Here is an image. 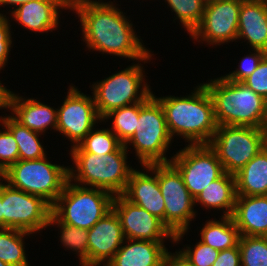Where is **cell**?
I'll list each match as a JSON object with an SVG mask.
<instances>
[{"mask_svg": "<svg viewBox=\"0 0 267 266\" xmlns=\"http://www.w3.org/2000/svg\"><path fill=\"white\" fill-rule=\"evenodd\" d=\"M83 27L86 46L102 53L129 59L150 60L151 53L135 34L130 21L113 3L92 0H70Z\"/></svg>", "mask_w": 267, "mask_h": 266, "instance_id": "1", "label": "cell"}, {"mask_svg": "<svg viewBox=\"0 0 267 266\" xmlns=\"http://www.w3.org/2000/svg\"><path fill=\"white\" fill-rule=\"evenodd\" d=\"M191 96L156 98L163 107L166 124L171 137L177 133L190 145H209L217 123L212 98L200 84Z\"/></svg>", "mask_w": 267, "mask_h": 266, "instance_id": "2", "label": "cell"}, {"mask_svg": "<svg viewBox=\"0 0 267 266\" xmlns=\"http://www.w3.org/2000/svg\"><path fill=\"white\" fill-rule=\"evenodd\" d=\"M214 105L217 125L266 128V103L242 82L219 77L204 83Z\"/></svg>", "mask_w": 267, "mask_h": 266, "instance_id": "3", "label": "cell"}, {"mask_svg": "<svg viewBox=\"0 0 267 266\" xmlns=\"http://www.w3.org/2000/svg\"><path fill=\"white\" fill-rule=\"evenodd\" d=\"M75 169L69 168V180L121 195L134 169L127 166V148L123 144L117 151L99 156L85 152L79 145L71 149ZM78 172V173H75Z\"/></svg>", "mask_w": 267, "mask_h": 266, "instance_id": "4", "label": "cell"}, {"mask_svg": "<svg viewBox=\"0 0 267 266\" xmlns=\"http://www.w3.org/2000/svg\"><path fill=\"white\" fill-rule=\"evenodd\" d=\"M71 182L67 181L52 206V214L61 223L89 230L112 209L114 195L104 189L88 188Z\"/></svg>", "mask_w": 267, "mask_h": 266, "instance_id": "5", "label": "cell"}, {"mask_svg": "<svg viewBox=\"0 0 267 266\" xmlns=\"http://www.w3.org/2000/svg\"><path fill=\"white\" fill-rule=\"evenodd\" d=\"M68 170V167L51 164L45 156L18 160L0 178L14 188L43 198L53 206L69 180Z\"/></svg>", "mask_w": 267, "mask_h": 266, "instance_id": "6", "label": "cell"}, {"mask_svg": "<svg viewBox=\"0 0 267 266\" xmlns=\"http://www.w3.org/2000/svg\"><path fill=\"white\" fill-rule=\"evenodd\" d=\"M162 105L152 94L146 101L139 102V117L135 133L124 144L132 143L142 166L168 163L165 156L171 143ZM166 151V152H165Z\"/></svg>", "mask_w": 267, "mask_h": 266, "instance_id": "7", "label": "cell"}, {"mask_svg": "<svg viewBox=\"0 0 267 266\" xmlns=\"http://www.w3.org/2000/svg\"><path fill=\"white\" fill-rule=\"evenodd\" d=\"M209 146L216 152L224 171L234 175L267 146V129L218 125Z\"/></svg>", "mask_w": 267, "mask_h": 266, "instance_id": "8", "label": "cell"}, {"mask_svg": "<svg viewBox=\"0 0 267 266\" xmlns=\"http://www.w3.org/2000/svg\"><path fill=\"white\" fill-rule=\"evenodd\" d=\"M142 69L139 63L134 64L93 85L92 97L102 121L111 111L146 101L153 94L147 83L141 85L144 81Z\"/></svg>", "mask_w": 267, "mask_h": 266, "instance_id": "9", "label": "cell"}, {"mask_svg": "<svg viewBox=\"0 0 267 266\" xmlns=\"http://www.w3.org/2000/svg\"><path fill=\"white\" fill-rule=\"evenodd\" d=\"M158 183L164 199V225L174 235V241L189 229V223L195 217V199L184 184L182 175L171 163H158Z\"/></svg>", "mask_w": 267, "mask_h": 266, "instance_id": "10", "label": "cell"}, {"mask_svg": "<svg viewBox=\"0 0 267 266\" xmlns=\"http://www.w3.org/2000/svg\"><path fill=\"white\" fill-rule=\"evenodd\" d=\"M3 228L35 233L49 225L52 206L10 184H2Z\"/></svg>", "mask_w": 267, "mask_h": 266, "instance_id": "11", "label": "cell"}, {"mask_svg": "<svg viewBox=\"0 0 267 266\" xmlns=\"http://www.w3.org/2000/svg\"><path fill=\"white\" fill-rule=\"evenodd\" d=\"M182 175L185 186L195 199L212 181L220 178L224 168L209 145H189L170 161Z\"/></svg>", "mask_w": 267, "mask_h": 266, "instance_id": "12", "label": "cell"}, {"mask_svg": "<svg viewBox=\"0 0 267 266\" xmlns=\"http://www.w3.org/2000/svg\"><path fill=\"white\" fill-rule=\"evenodd\" d=\"M67 93L62 106L57 109L56 131L70 139L73 143L71 147H74L92 129H95L96 122L101 118L97 112L94 97L80 93L74 86H70Z\"/></svg>", "mask_w": 267, "mask_h": 266, "instance_id": "13", "label": "cell"}, {"mask_svg": "<svg viewBox=\"0 0 267 266\" xmlns=\"http://www.w3.org/2000/svg\"><path fill=\"white\" fill-rule=\"evenodd\" d=\"M242 0H222L207 3L204 7L203 18L193 31V39L218 44L237 39L238 20Z\"/></svg>", "mask_w": 267, "mask_h": 266, "instance_id": "14", "label": "cell"}, {"mask_svg": "<svg viewBox=\"0 0 267 266\" xmlns=\"http://www.w3.org/2000/svg\"><path fill=\"white\" fill-rule=\"evenodd\" d=\"M112 209L120 220L125 239L164 242L163 239L171 238L174 241V235L159 218L122 195H114Z\"/></svg>", "mask_w": 267, "mask_h": 266, "instance_id": "15", "label": "cell"}, {"mask_svg": "<svg viewBox=\"0 0 267 266\" xmlns=\"http://www.w3.org/2000/svg\"><path fill=\"white\" fill-rule=\"evenodd\" d=\"M124 238L120 220L111 209L88 230V266H106L120 249Z\"/></svg>", "mask_w": 267, "mask_h": 266, "instance_id": "16", "label": "cell"}, {"mask_svg": "<svg viewBox=\"0 0 267 266\" xmlns=\"http://www.w3.org/2000/svg\"><path fill=\"white\" fill-rule=\"evenodd\" d=\"M144 167L155 175L152 177L133 170L126 189L121 195L129 202L159 218L164 224L165 205L158 183V163L144 165Z\"/></svg>", "mask_w": 267, "mask_h": 266, "instance_id": "17", "label": "cell"}, {"mask_svg": "<svg viewBox=\"0 0 267 266\" xmlns=\"http://www.w3.org/2000/svg\"><path fill=\"white\" fill-rule=\"evenodd\" d=\"M60 8H70V0H32L11 12L13 18L26 29L46 32L58 27Z\"/></svg>", "mask_w": 267, "mask_h": 266, "instance_id": "18", "label": "cell"}, {"mask_svg": "<svg viewBox=\"0 0 267 266\" xmlns=\"http://www.w3.org/2000/svg\"><path fill=\"white\" fill-rule=\"evenodd\" d=\"M232 218L240 236L267 237V195L236 196Z\"/></svg>", "mask_w": 267, "mask_h": 266, "instance_id": "19", "label": "cell"}, {"mask_svg": "<svg viewBox=\"0 0 267 266\" xmlns=\"http://www.w3.org/2000/svg\"><path fill=\"white\" fill-rule=\"evenodd\" d=\"M246 39L253 51L267 53V2L242 0L238 20L237 39Z\"/></svg>", "mask_w": 267, "mask_h": 266, "instance_id": "20", "label": "cell"}, {"mask_svg": "<svg viewBox=\"0 0 267 266\" xmlns=\"http://www.w3.org/2000/svg\"><path fill=\"white\" fill-rule=\"evenodd\" d=\"M8 108L14 113L12 117L17 122L34 132L43 133L49 126L56 130L57 109L32 98L25 101L22 96L12 92L9 95Z\"/></svg>", "mask_w": 267, "mask_h": 266, "instance_id": "21", "label": "cell"}, {"mask_svg": "<svg viewBox=\"0 0 267 266\" xmlns=\"http://www.w3.org/2000/svg\"><path fill=\"white\" fill-rule=\"evenodd\" d=\"M127 240L106 266H162L169 253L163 242Z\"/></svg>", "mask_w": 267, "mask_h": 266, "instance_id": "22", "label": "cell"}, {"mask_svg": "<svg viewBox=\"0 0 267 266\" xmlns=\"http://www.w3.org/2000/svg\"><path fill=\"white\" fill-rule=\"evenodd\" d=\"M234 176L237 196L267 195V146Z\"/></svg>", "mask_w": 267, "mask_h": 266, "instance_id": "23", "label": "cell"}, {"mask_svg": "<svg viewBox=\"0 0 267 266\" xmlns=\"http://www.w3.org/2000/svg\"><path fill=\"white\" fill-rule=\"evenodd\" d=\"M235 176L224 173L212 181L195 198V203H201L206 208L225 209L222 216H232L236 200Z\"/></svg>", "mask_w": 267, "mask_h": 266, "instance_id": "24", "label": "cell"}, {"mask_svg": "<svg viewBox=\"0 0 267 266\" xmlns=\"http://www.w3.org/2000/svg\"><path fill=\"white\" fill-rule=\"evenodd\" d=\"M200 232L201 242L219 251L236 247L240 239L232 216H222L221 221L209 220Z\"/></svg>", "mask_w": 267, "mask_h": 266, "instance_id": "25", "label": "cell"}, {"mask_svg": "<svg viewBox=\"0 0 267 266\" xmlns=\"http://www.w3.org/2000/svg\"><path fill=\"white\" fill-rule=\"evenodd\" d=\"M2 120V121H1ZM2 126H6L13 134L19 150V160H34L46 156L39 141V133L22 126L12 116H1Z\"/></svg>", "mask_w": 267, "mask_h": 266, "instance_id": "26", "label": "cell"}, {"mask_svg": "<svg viewBox=\"0 0 267 266\" xmlns=\"http://www.w3.org/2000/svg\"><path fill=\"white\" fill-rule=\"evenodd\" d=\"M21 230L0 229V260L11 266H29L24 250L25 235H30Z\"/></svg>", "mask_w": 267, "mask_h": 266, "instance_id": "27", "label": "cell"}, {"mask_svg": "<svg viewBox=\"0 0 267 266\" xmlns=\"http://www.w3.org/2000/svg\"><path fill=\"white\" fill-rule=\"evenodd\" d=\"M114 118L112 132L125 144L135 133L138 117L139 102L115 109L108 113L104 119Z\"/></svg>", "mask_w": 267, "mask_h": 266, "instance_id": "28", "label": "cell"}, {"mask_svg": "<svg viewBox=\"0 0 267 266\" xmlns=\"http://www.w3.org/2000/svg\"><path fill=\"white\" fill-rule=\"evenodd\" d=\"M52 224H57L61 228L62 244L78 252L80 264L88 266V230L61 223L53 214L50 216L48 226Z\"/></svg>", "mask_w": 267, "mask_h": 266, "instance_id": "29", "label": "cell"}, {"mask_svg": "<svg viewBox=\"0 0 267 266\" xmlns=\"http://www.w3.org/2000/svg\"><path fill=\"white\" fill-rule=\"evenodd\" d=\"M241 266H267V237L240 236Z\"/></svg>", "mask_w": 267, "mask_h": 266, "instance_id": "30", "label": "cell"}, {"mask_svg": "<svg viewBox=\"0 0 267 266\" xmlns=\"http://www.w3.org/2000/svg\"><path fill=\"white\" fill-rule=\"evenodd\" d=\"M78 145L85 152L102 156L117 151L123 143L111 129L107 128L98 131L91 130Z\"/></svg>", "mask_w": 267, "mask_h": 266, "instance_id": "31", "label": "cell"}, {"mask_svg": "<svg viewBox=\"0 0 267 266\" xmlns=\"http://www.w3.org/2000/svg\"><path fill=\"white\" fill-rule=\"evenodd\" d=\"M191 35L203 18L204 0H166Z\"/></svg>", "mask_w": 267, "mask_h": 266, "instance_id": "32", "label": "cell"}, {"mask_svg": "<svg viewBox=\"0 0 267 266\" xmlns=\"http://www.w3.org/2000/svg\"><path fill=\"white\" fill-rule=\"evenodd\" d=\"M219 252V250L213 249L201 241L196 243L194 250L187 247V249L179 251L180 255L191 266H212L218 258Z\"/></svg>", "mask_w": 267, "mask_h": 266, "instance_id": "33", "label": "cell"}, {"mask_svg": "<svg viewBox=\"0 0 267 266\" xmlns=\"http://www.w3.org/2000/svg\"><path fill=\"white\" fill-rule=\"evenodd\" d=\"M0 131V175L19 160V150L12 132L3 126Z\"/></svg>", "mask_w": 267, "mask_h": 266, "instance_id": "34", "label": "cell"}, {"mask_svg": "<svg viewBox=\"0 0 267 266\" xmlns=\"http://www.w3.org/2000/svg\"><path fill=\"white\" fill-rule=\"evenodd\" d=\"M255 53L244 57L239 65V69L232 73L223 76L225 79L235 82H243L248 78L253 71L258 67L261 60L267 55V53L260 49H255Z\"/></svg>", "mask_w": 267, "mask_h": 266, "instance_id": "35", "label": "cell"}, {"mask_svg": "<svg viewBox=\"0 0 267 266\" xmlns=\"http://www.w3.org/2000/svg\"><path fill=\"white\" fill-rule=\"evenodd\" d=\"M242 83L267 100V55L261 60L253 73Z\"/></svg>", "mask_w": 267, "mask_h": 266, "instance_id": "36", "label": "cell"}, {"mask_svg": "<svg viewBox=\"0 0 267 266\" xmlns=\"http://www.w3.org/2000/svg\"><path fill=\"white\" fill-rule=\"evenodd\" d=\"M10 23L6 16L0 15V69H2L8 59L9 50L12 44Z\"/></svg>", "mask_w": 267, "mask_h": 266, "instance_id": "37", "label": "cell"}, {"mask_svg": "<svg viewBox=\"0 0 267 266\" xmlns=\"http://www.w3.org/2000/svg\"><path fill=\"white\" fill-rule=\"evenodd\" d=\"M212 266H241L239 246L220 251Z\"/></svg>", "mask_w": 267, "mask_h": 266, "instance_id": "38", "label": "cell"}, {"mask_svg": "<svg viewBox=\"0 0 267 266\" xmlns=\"http://www.w3.org/2000/svg\"><path fill=\"white\" fill-rule=\"evenodd\" d=\"M168 253L163 261L162 266H191L181 255L179 252Z\"/></svg>", "mask_w": 267, "mask_h": 266, "instance_id": "39", "label": "cell"}, {"mask_svg": "<svg viewBox=\"0 0 267 266\" xmlns=\"http://www.w3.org/2000/svg\"><path fill=\"white\" fill-rule=\"evenodd\" d=\"M10 90L0 83V108H8Z\"/></svg>", "mask_w": 267, "mask_h": 266, "instance_id": "40", "label": "cell"}, {"mask_svg": "<svg viewBox=\"0 0 267 266\" xmlns=\"http://www.w3.org/2000/svg\"><path fill=\"white\" fill-rule=\"evenodd\" d=\"M29 1H32V0H0V5L10 4V5H16L18 7L19 5L29 2Z\"/></svg>", "mask_w": 267, "mask_h": 266, "instance_id": "41", "label": "cell"}, {"mask_svg": "<svg viewBox=\"0 0 267 266\" xmlns=\"http://www.w3.org/2000/svg\"><path fill=\"white\" fill-rule=\"evenodd\" d=\"M0 229H3L2 182H0Z\"/></svg>", "mask_w": 267, "mask_h": 266, "instance_id": "42", "label": "cell"}, {"mask_svg": "<svg viewBox=\"0 0 267 266\" xmlns=\"http://www.w3.org/2000/svg\"><path fill=\"white\" fill-rule=\"evenodd\" d=\"M217 1H222V0H204L205 4L213 3V2H217Z\"/></svg>", "mask_w": 267, "mask_h": 266, "instance_id": "43", "label": "cell"}, {"mask_svg": "<svg viewBox=\"0 0 267 266\" xmlns=\"http://www.w3.org/2000/svg\"><path fill=\"white\" fill-rule=\"evenodd\" d=\"M0 266H11V265L4 263L3 261L0 260Z\"/></svg>", "mask_w": 267, "mask_h": 266, "instance_id": "44", "label": "cell"}, {"mask_svg": "<svg viewBox=\"0 0 267 266\" xmlns=\"http://www.w3.org/2000/svg\"><path fill=\"white\" fill-rule=\"evenodd\" d=\"M266 129H267V103H266Z\"/></svg>", "mask_w": 267, "mask_h": 266, "instance_id": "45", "label": "cell"}]
</instances>
